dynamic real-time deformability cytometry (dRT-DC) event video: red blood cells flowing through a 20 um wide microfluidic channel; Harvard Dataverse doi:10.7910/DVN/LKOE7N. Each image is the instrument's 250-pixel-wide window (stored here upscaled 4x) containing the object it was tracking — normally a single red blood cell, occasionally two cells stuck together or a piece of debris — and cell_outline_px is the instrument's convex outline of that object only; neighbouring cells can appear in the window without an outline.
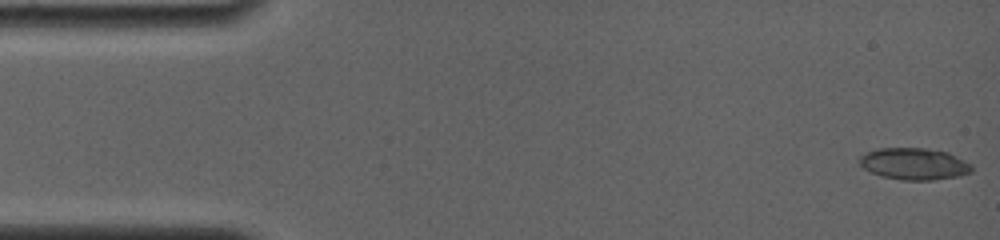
{"species": "common noctule bat (a hibernating species)", "species_latin": "Nyctalus noctula", "temperature_condition": "room temperature", "stored_images_in_passage": 72, "camera_frame_rate_fps": 4000, "um_per_image_px": 0.085, "animal": {"sex": "female", "body_mass_g": 19.0, "forearm_length_mm": 56.7}, "frame": {"image": 1, "passage_image": 1, "time_ms": 0.0, "image_size_px": [1000, 240], "cell_outline_px": [[972, 172], [960, 176], [932, 180], [900, 180], [884, 176], [872, 172], [864, 168], [860, 164], [860, 156], [876, 148], [924, 148], [948, 152], [972, 164]], "centroid_in_image_um": [77.74, 13.93], "position_along_channel_um": 7.3, "area_um2": 20.69}}
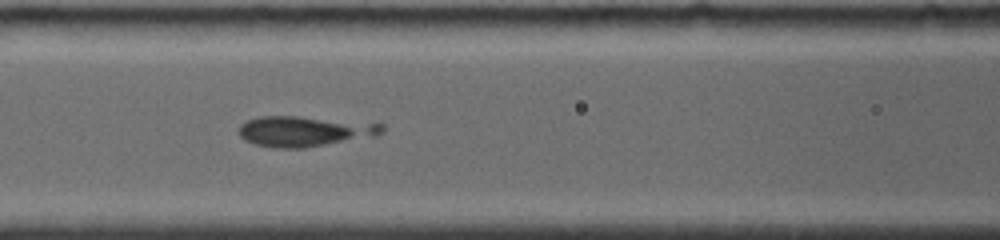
{"frame": {"image": 2, "passage_image": 22, "time_ms": 6.75, "image_size_px": [1000, 240], "cell_outline_px": [[384, 132], [376, 136], [304, 148], [276, 148], [256, 144], [244, 140], [236, 132], [240, 124], [256, 116], [296, 116], [384, 124]], "centroid_in_image_um": [25.84, 11.16], "position_along_channel_um": 140.8, "area_um2": 25.43}}
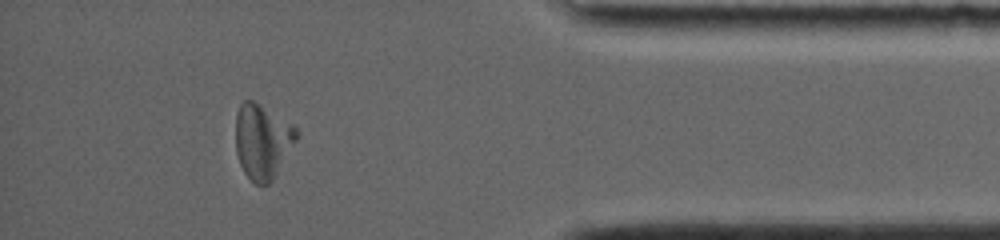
{"frame": {"image": 3, "passage_image": 59, "time_ms": 14.5, "image_size_px": [1000, 240], "cell_outline_px": [[300, 132], [296, 140], [272, 180], [268, 184], [256, 184], [244, 172], [240, 164], [236, 152], [236, 116], [240, 104], [244, 100], [252, 100], [292, 124]], "centroid_in_image_um": [22.29, 12.0], "position_along_channel_um": 412.9, "area_um2": 26.07}, "authors_computed_cell_mechanics": {"area_um2": 20.6924, "velocity_mm_per_s": 3.7919, "shape_relaxation_time_tau1_ms": 5.2454, "shape_relaxation_time_tau2_ms": null, "deformation_change_tau1": 0.4606, "deformation_change_tau2": null}}